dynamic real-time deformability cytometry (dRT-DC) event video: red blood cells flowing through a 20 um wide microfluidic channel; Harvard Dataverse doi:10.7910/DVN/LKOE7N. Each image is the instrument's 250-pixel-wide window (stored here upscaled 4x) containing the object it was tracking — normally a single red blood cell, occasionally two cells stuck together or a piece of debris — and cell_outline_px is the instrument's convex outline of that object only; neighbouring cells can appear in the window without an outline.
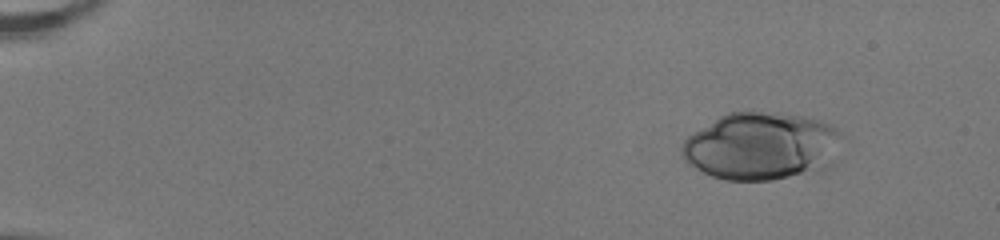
{"species": "human", "species_latin": "Homo sapiens", "temperature_condition": "room temperature", "stored_images_in_passage": 52, "camera_frame_rate_fps": 3000, "um_per_image_px": 0.085, "donor": {"sex": "female"}, "frame": {"image": 1, "passage_image": 7, "time_ms": 2.0, "image_size_px": [1000, 240], "cell_outline_px": [[840, 136], [836, 164], [828, 168], [772, 180], [724, 180], [712, 176], [688, 164], [680, 156], [680, 148], [684, 140], [688, 136], [720, 116], [728, 112], [780, 112], [820, 120], [832, 124], [840, 132]], "centroid_in_image_um": [64.74, 12.43], "position_along_channel_um": 20.3, "area_um2": 63.46}}
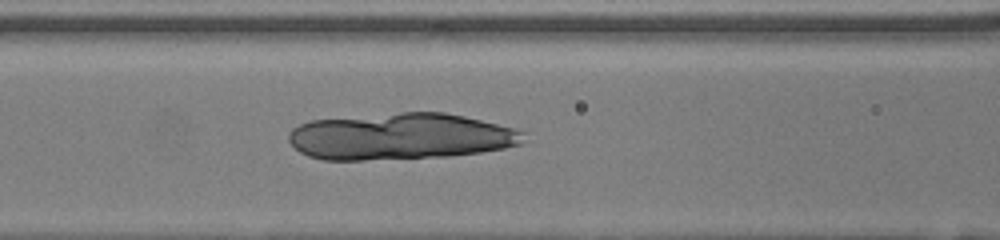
{"frame": {"image": 2, "passage_image": 25, "time_ms": 8.0, "image_size_px": [1000, 240], "cell_outline_px": [[524, 132], [520, 144], [504, 148], [480, 152], [448, 156], [364, 160], [324, 160], [308, 156], [300, 152], [288, 140], [288, 132], [292, 128], [300, 124], [312, 120], [400, 112], [444, 112], [464, 116], [512, 128]], "centroid_in_image_um": [33.98, 11.6], "position_along_channel_um": 132.6, "area_um2": 63.41}}
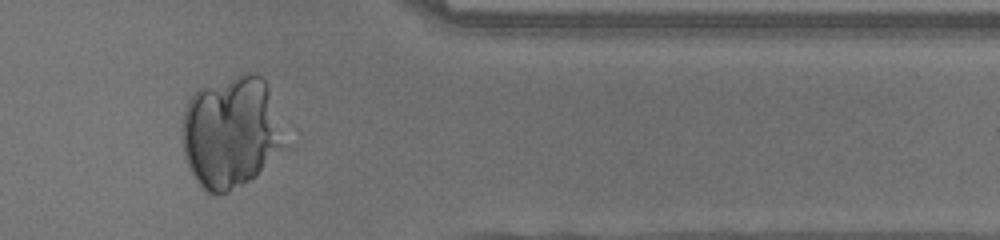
{"frame": {"image": 3, "passage_image": 45, "time_ms": 14.667, "image_size_px": [1000, 240], "cell_outline_px": [[280, 144], [256, 176], [228, 192], [216, 196], [208, 192], [196, 180], [188, 168], [184, 156], [180, 128], [184, 108], [188, 100], [200, 88], [244, 72], [252, 72], [260, 76], [264, 80], [268, 88]], "centroid_in_image_um": [19.46, 11.24], "position_along_channel_um": 391.9, "area_um2": 64.79}}